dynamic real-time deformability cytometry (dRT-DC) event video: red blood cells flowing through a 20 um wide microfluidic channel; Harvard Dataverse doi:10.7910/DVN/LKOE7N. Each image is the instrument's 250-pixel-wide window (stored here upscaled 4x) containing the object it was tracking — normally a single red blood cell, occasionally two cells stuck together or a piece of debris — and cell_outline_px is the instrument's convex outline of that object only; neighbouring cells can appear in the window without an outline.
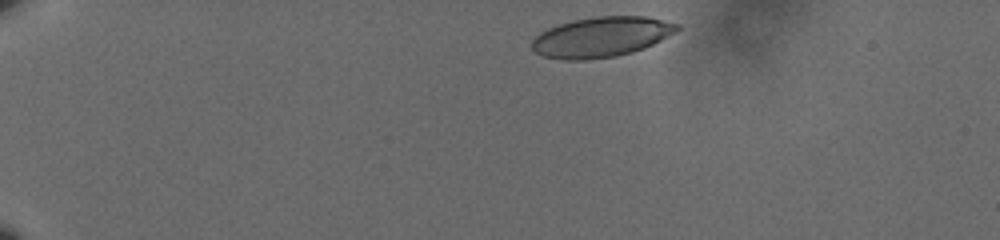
{"species": "human", "species_latin": "Homo sapiens", "temperature_condition": "cold", "stored_images_in_passage": 25, "camera_frame_rate_fps": 3000, "um_per_image_px": 0.085, "donor": {"sex": "male"}, "frame": {"image": 1, "passage_image": 1, "time_ms": 0.0, "image_size_px": [1000, 240], "cell_outline_px": [[680, 28], [676, 32], [644, 48], [632, 52], [616, 56], [584, 60], [564, 60], [544, 56], [536, 52], [532, 48], [532, 40], [540, 32], [548, 28], [572, 20], [596, 16], [648, 16], [680, 24]], "centroid_in_image_um": [51.12, 3.13], "position_along_channel_um": 33.9, "area_um2": 33.99}}
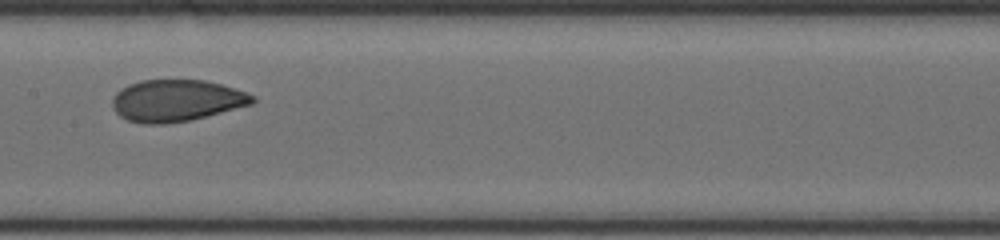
{"frame": {"image": 2, "passage_image": 10, "time_ms": 3.0, "image_size_px": [1000, 240], "cell_outline_px": [[256, 100], [252, 104], [192, 120], [164, 124], [144, 124], [128, 120], [120, 116], [112, 108], [112, 100], [116, 92], [120, 88], [128, 84], [140, 80], [204, 80], [220, 84], [256, 96]], "centroid_in_image_um": [14.96, 8.55], "position_along_channel_um": 192.4, "area_um2": 34.16}}
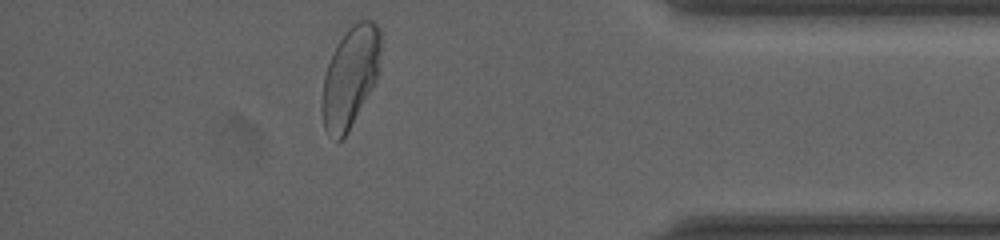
{"frame": {"image": 3, "passage_image": 22, "time_ms": 7.0, "image_size_px": [1000, 240], "cell_outline_px": [[380, 68], [376, 80], [348, 132], [336, 144], [328, 136], [324, 128], [320, 108], [324, 76], [332, 52], [336, 44], [348, 28], [352, 24], [360, 20], [372, 20], [380, 28]], "centroid_in_image_um": [29.74, 6.57], "position_along_channel_um": 405.5, "area_um2": 34.85}}